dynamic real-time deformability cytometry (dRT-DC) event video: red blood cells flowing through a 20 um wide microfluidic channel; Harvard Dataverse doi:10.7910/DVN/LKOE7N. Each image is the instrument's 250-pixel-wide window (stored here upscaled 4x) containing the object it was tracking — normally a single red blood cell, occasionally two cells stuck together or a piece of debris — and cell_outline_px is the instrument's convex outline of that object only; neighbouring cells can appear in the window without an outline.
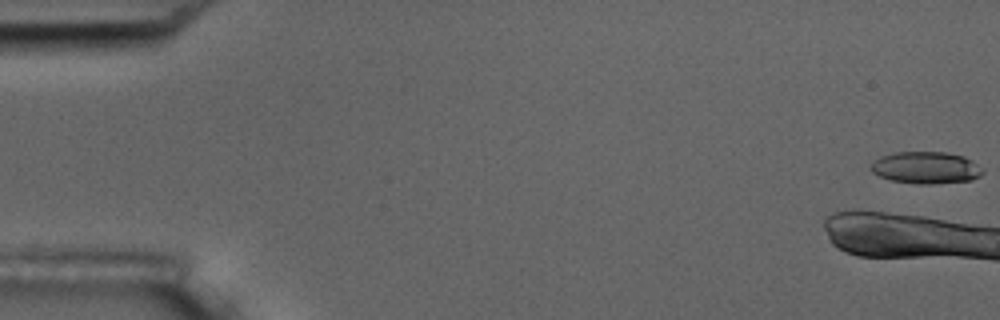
{"species": "common noctule bat (a hibernating species)", "species_latin": "Nyctalus noctula", "temperature_condition": "room temperature", "stored_images_in_passage": 2, "camera_frame_rate_fps": 3000, "um_per_image_px": 0.085, "animal": {"sex": "male", "body_mass_g": 17.5, "forearm_length_mm": 52.3}, "frame": {"image": 1, "passage_image": 1, "time_ms": 0.0, "image_size_px": [1000, 320], "cell_outline_px": [[984, 172], [980, 176], [972, 180], [932, 184], [916, 184], [892, 180], [880, 176], [872, 172], [868, 168], [880, 156], [896, 152], [944, 152], [964, 156], [972, 160]], "centroid_in_image_um": [78.7, 14.25], "position_along_channel_um": 6.3, "area_um2": 20.81}}